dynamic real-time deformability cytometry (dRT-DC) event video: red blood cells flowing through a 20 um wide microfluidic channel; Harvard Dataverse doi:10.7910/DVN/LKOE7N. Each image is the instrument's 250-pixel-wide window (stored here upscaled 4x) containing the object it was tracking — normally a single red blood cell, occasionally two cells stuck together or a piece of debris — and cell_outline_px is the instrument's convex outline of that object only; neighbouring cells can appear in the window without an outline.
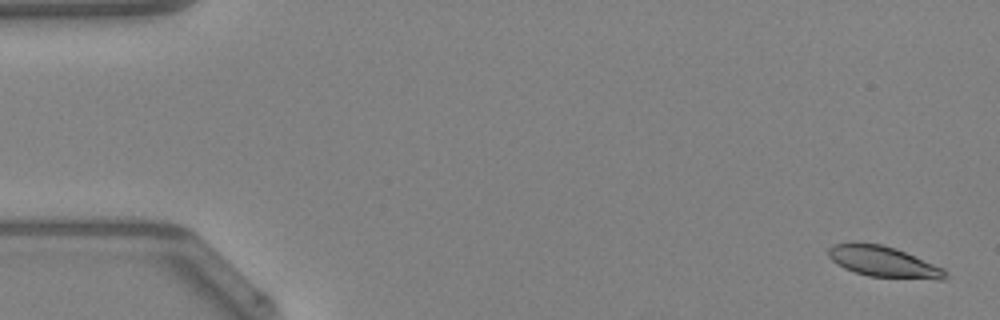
{"species": "Egyptian fruit bat (a non-hibernating species)", "species_latin": "Rousettus aegyptiacus", "temperature_condition": "warm", "stored_images_in_passage": 17, "camera_frame_rate_fps": 3000, "um_per_image_px": 0.085, "animal": {"sex": "female"}, "frame": {"image": 1, "passage_image": 2, "time_ms": 0.333, "image_size_px": [1000, 320], "cell_outline_px": [[948, 276], [944, 280], [936, 280], [868, 276], [844, 268], [836, 264], [828, 256], [828, 248], [832, 244], [880, 244], [896, 248], [944, 268], [948, 272]], "centroid_in_image_um": [75.16, 22.28], "position_along_channel_um": 9.8, "area_um2": 20.92}}
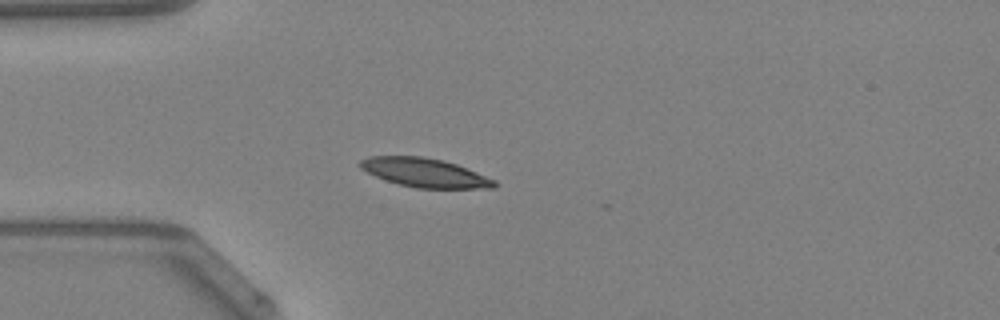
{"frame": {"image": 2, "passage_image": 14, "time_ms": 4.333, "image_size_px": [1000, 320], "cell_outline_px": [[496, 188], [416, 188], [384, 180], [360, 168], [356, 164], [360, 160], [368, 156], [420, 156], [444, 160], [456, 164], [496, 180]], "centroid_in_image_um": [36.07, 14.67], "position_along_channel_um": 48.9, "area_um2": 22.6}}